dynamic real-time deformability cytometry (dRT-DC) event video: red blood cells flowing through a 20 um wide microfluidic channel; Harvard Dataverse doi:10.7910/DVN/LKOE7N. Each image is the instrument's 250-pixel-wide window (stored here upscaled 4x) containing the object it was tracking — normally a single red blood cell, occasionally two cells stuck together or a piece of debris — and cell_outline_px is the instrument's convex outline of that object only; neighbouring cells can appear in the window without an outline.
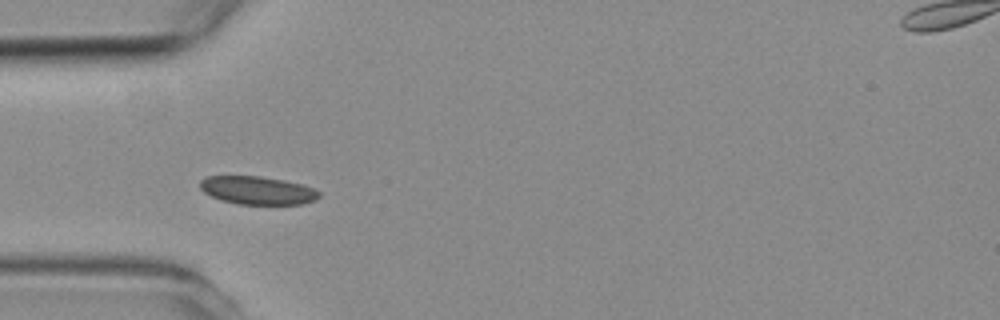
{"species": "common noctule bat (a hibernating species)", "species_latin": "Nyctalus noctula", "temperature_condition": "room temperature", "stored_images_in_passage": 3, "camera_frame_rate_fps": 3000, "um_per_image_px": 0.085, "animal": {"sex": "female", "body_mass_g": 19.3, "forearm_length_mm": 54.1}, "frame": {"image": 1, "passage_image": 2, "time_ms": 1.0, "image_size_px": [1000, 320], "cell_outline_px": [[320, 196], [316, 200], [304, 204], [236, 204], [220, 200], [204, 192], [200, 188], [200, 180], [204, 176], [260, 176], [284, 180], [304, 184], [320, 192]], "centroid_in_image_um": [21.89, 16.18], "position_along_channel_um": 63.1, "area_um2": 19.71}}
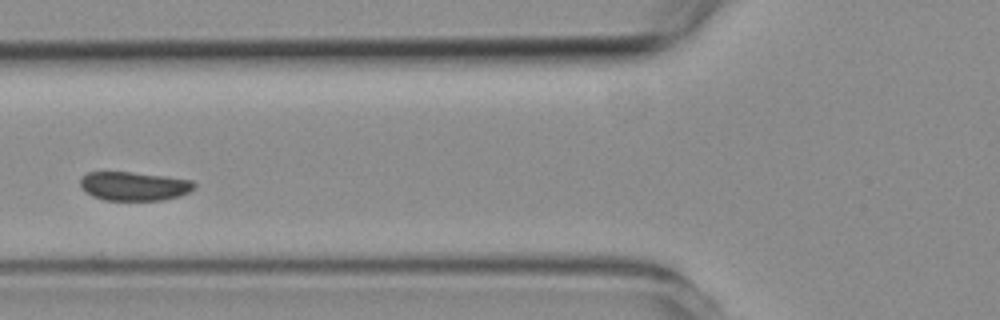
{"frame": {"image": 2, "passage_image": 3, "time_ms": 2.333, "image_size_px": [1000, 320], "cell_outline_px": [[196, 184], [188, 192], [180, 196], [164, 200], [104, 200], [92, 196], [84, 192], [80, 188], [80, 180], [88, 172], [132, 172], [164, 176], [192, 180]], "centroid_in_image_um": [11.37, 15.83], "position_along_channel_um": 114.4, "area_um2": 19.19}}